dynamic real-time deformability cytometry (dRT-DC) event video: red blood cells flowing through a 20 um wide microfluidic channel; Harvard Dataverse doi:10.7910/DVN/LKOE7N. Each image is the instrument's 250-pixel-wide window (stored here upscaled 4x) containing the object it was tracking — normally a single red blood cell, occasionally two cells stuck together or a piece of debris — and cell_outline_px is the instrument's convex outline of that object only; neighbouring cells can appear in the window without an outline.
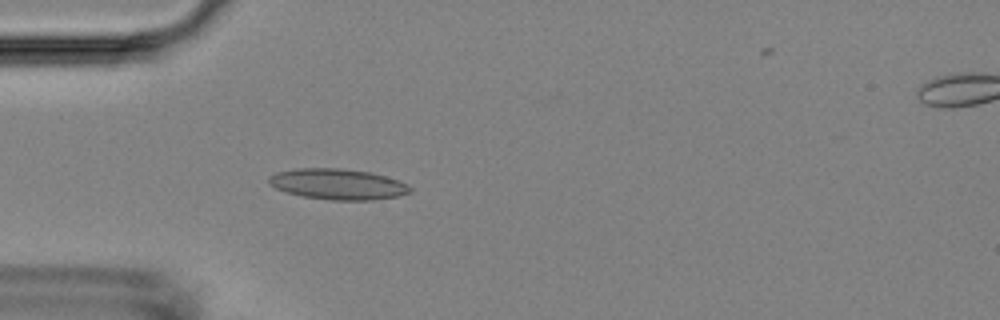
{"species": "Egyptian fruit bat (a non-hibernating species)", "species_latin": "Rousettus aegyptiacus", "temperature_condition": "room temperature", "stored_images_in_passage": 55, "camera_frame_rate_fps": 3000, "um_per_image_px": 0.085, "animal": {"sex": "female"}, "frame": {"image": 1, "passage_image": 15, "time_ms": 4.667, "image_size_px": [1000, 320], "cell_outline_px": [[412, 192], [396, 196], [372, 200], [332, 200], [304, 196], [288, 192], [276, 188], [268, 184], [268, 176], [276, 172], [296, 168], [340, 168], [372, 172], [408, 184], [412, 188]], "centroid_in_image_um": [28.7, 15.64], "position_along_channel_um": 56.3, "area_um2": 25.26}}
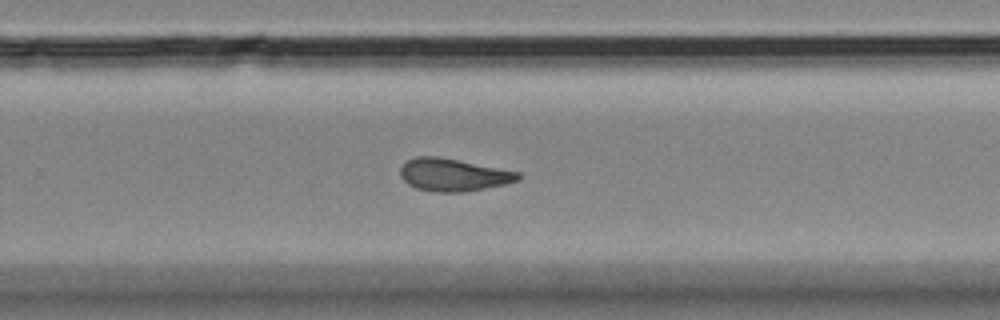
{"frame": {"image": 2, "passage_image": 35, "time_ms": 11.333, "image_size_px": [1000, 320], "cell_outline_px": [[520, 180], [504, 184], [464, 192], [436, 192], [416, 188], [408, 184], [400, 176], [400, 164], [416, 156], [436, 156], [520, 172]], "centroid_in_image_um": [38.49, 14.86], "position_along_channel_um": 291.3, "area_um2": 22.25}}
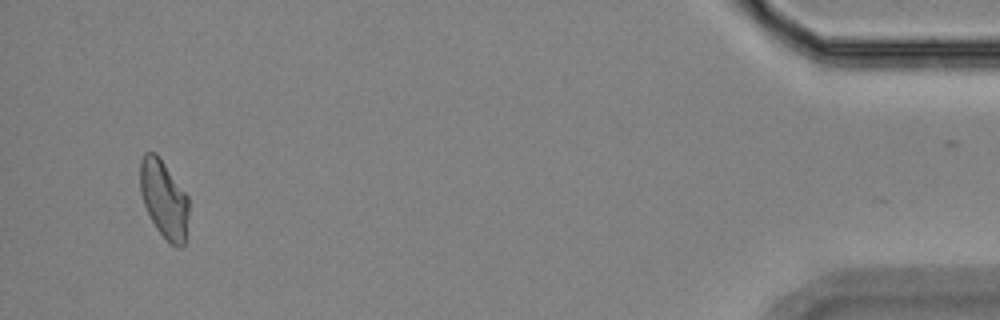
{"frame": {"image": 3, "passage_image": 52, "time_ms": 17.0, "image_size_px": [1000, 320], "cell_outline_px": [[188, 216], [184, 244], [180, 248], [176, 248], [156, 228], [144, 204], [140, 192], [140, 160], [144, 152], [156, 152], [188, 196]], "centroid_in_image_um": [13.93, 16.9], "position_along_channel_um": 421.3, "area_um2": 21.85}, "authors_computed_cell_mechanics": {"area_um2": 22.4842, "velocity_mm_per_s": 3.5909, "shape_relaxation_time_tau1_ms": null, "shape_relaxation_time_tau2_ms": 3.4836, "deformation_change_tau1": null, "deformation_change_tau2": 0.1082}}